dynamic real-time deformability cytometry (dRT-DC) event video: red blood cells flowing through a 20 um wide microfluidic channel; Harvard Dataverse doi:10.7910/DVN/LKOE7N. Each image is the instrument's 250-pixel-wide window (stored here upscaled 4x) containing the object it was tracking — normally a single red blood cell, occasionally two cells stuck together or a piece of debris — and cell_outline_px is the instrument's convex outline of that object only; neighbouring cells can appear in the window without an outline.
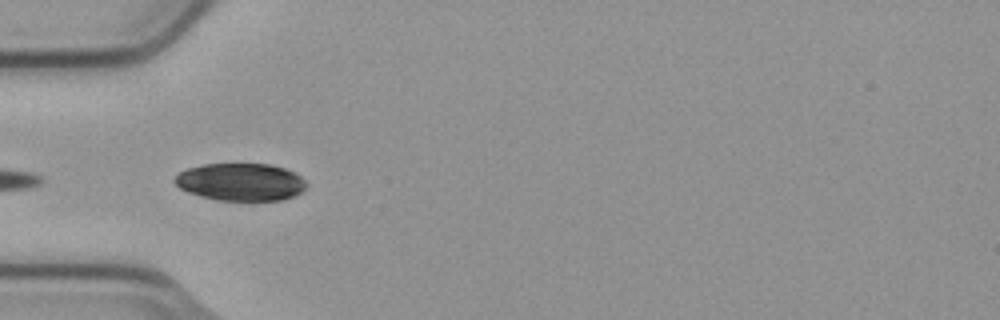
{"species": "common noctule bat (a hibernating species)", "species_latin": "Nyctalus noctula", "temperature_condition": "cold", "stored_images_in_passage": 7, "camera_frame_rate_fps": 3000, "um_per_image_px": 0.085, "animal": {"sex": "male", "body_mass_g": 23.1, "forearm_length_mm": 52.7}, "frame": {"image": 1, "passage_image": 5, "time_ms": 1.333, "image_size_px": [1000, 320], "cell_outline_px": [[308, 184], [300, 192], [292, 196], [280, 200], [216, 200], [200, 196], [188, 192], [180, 188], [172, 180], [180, 172], [188, 168], [204, 164], [272, 164], [284, 168], [300, 176]], "centroid_in_image_um": [20.43, 15.46], "position_along_channel_um": 64.6, "area_um2": 28.61}}